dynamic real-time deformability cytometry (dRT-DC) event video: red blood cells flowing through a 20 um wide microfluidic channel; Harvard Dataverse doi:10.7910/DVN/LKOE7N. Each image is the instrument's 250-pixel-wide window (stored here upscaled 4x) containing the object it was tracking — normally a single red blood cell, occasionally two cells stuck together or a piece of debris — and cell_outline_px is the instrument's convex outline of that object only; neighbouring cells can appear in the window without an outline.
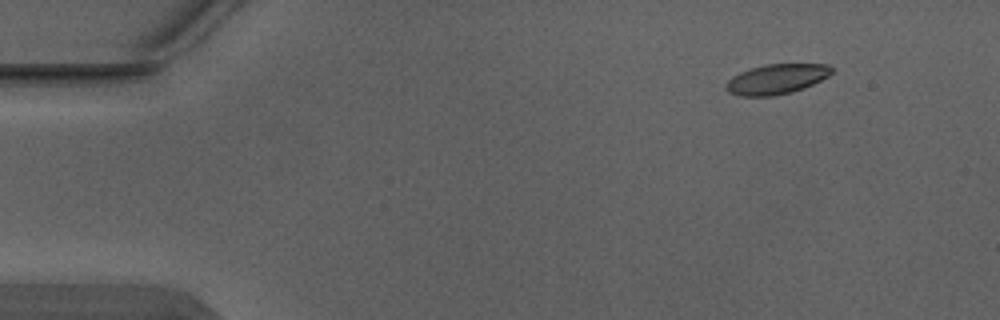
{"species": "Egyptian fruit bat (a non-hibernating species)", "species_latin": "Rousettus aegyptiacus", "temperature_condition": "warm", "stored_images_in_passage": 5, "camera_frame_rate_fps": 3000, "um_per_image_px": 0.085, "animal": {"sex": "male"}, "frame": {"image": 1, "passage_image": 1, "time_ms": 0.0, "image_size_px": [1000, 320], "cell_outline_px": [[832, 72], [828, 76], [804, 88], [792, 92], [772, 96], [740, 96], [728, 92], [724, 88], [724, 84], [732, 76], [740, 72], [764, 64], [828, 64], [832, 68]], "centroid_in_image_um": [65.96, 6.73], "position_along_channel_um": 19.0, "area_um2": 18.5}}
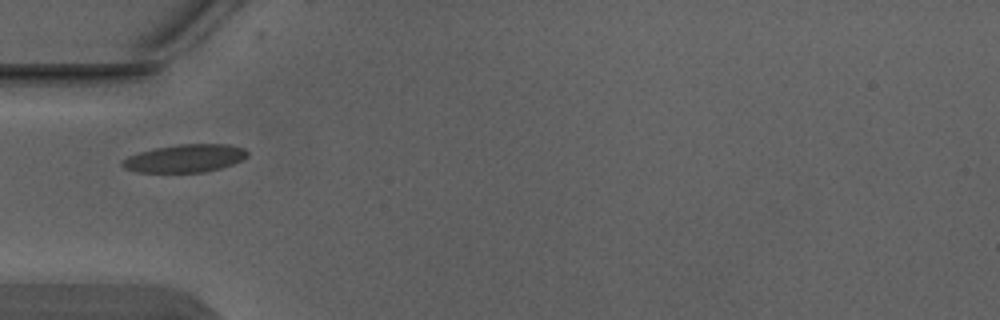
{"frame": {"image": 2, "passage_image": 4, "time_ms": 1.0, "image_size_px": [1000, 320], "cell_outline_px": [[248, 156], [244, 160], [220, 168], [204, 172], [136, 172], [124, 168], [120, 164], [120, 160], [128, 156], [140, 152], [156, 148], [180, 144], [228, 144], [244, 148], [248, 152]], "centroid_in_image_um": [15.73, 13.46], "position_along_channel_um": 69.3, "area_um2": 20.4}}
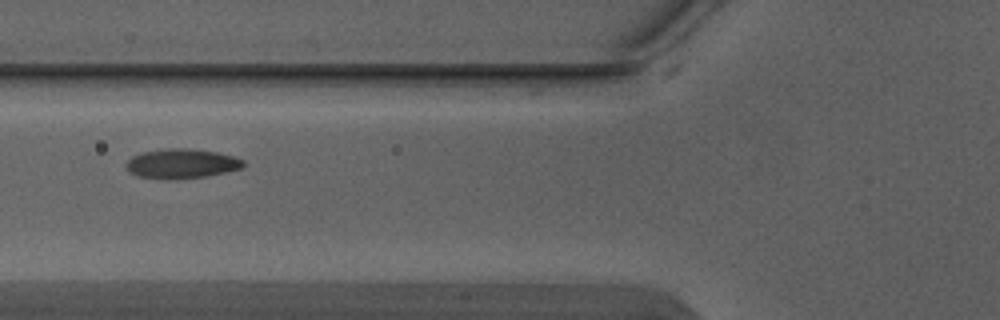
{"frame": {"image": 3, "passage_image": 5, "time_ms": 1.333, "image_size_px": [1000, 320], "cell_outline_px": [[244, 164], [240, 168], [224, 172], [204, 176], [172, 180], [168, 180], [136, 176], [128, 172], [124, 164], [132, 156], [140, 152], [168, 148], [188, 148], [216, 152], [232, 156], [244, 160]], "centroid_in_image_um": [15.35, 13.91], "position_along_channel_um": 110.5, "area_um2": 20.29}}